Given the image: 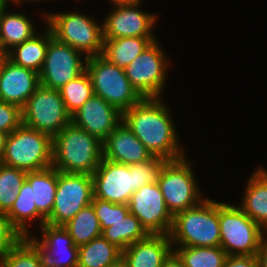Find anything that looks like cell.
<instances>
[{
    "label": "cell",
    "instance_id": "1",
    "mask_svg": "<svg viewBox=\"0 0 267 267\" xmlns=\"http://www.w3.org/2000/svg\"><path fill=\"white\" fill-rule=\"evenodd\" d=\"M169 107L161 98H143L122 113V120L155 157H185Z\"/></svg>",
    "mask_w": 267,
    "mask_h": 267
},
{
    "label": "cell",
    "instance_id": "2",
    "mask_svg": "<svg viewBox=\"0 0 267 267\" xmlns=\"http://www.w3.org/2000/svg\"><path fill=\"white\" fill-rule=\"evenodd\" d=\"M166 159L153 156L150 160L125 165L102 158L92 174L94 197L116 204H129L132 193L140 187L156 184Z\"/></svg>",
    "mask_w": 267,
    "mask_h": 267
},
{
    "label": "cell",
    "instance_id": "3",
    "mask_svg": "<svg viewBox=\"0 0 267 267\" xmlns=\"http://www.w3.org/2000/svg\"><path fill=\"white\" fill-rule=\"evenodd\" d=\"M102 158V141L72 123L52 138V166L60 172L92 175Z\"/></svg>",
    "mask_w": 267,
    "mask_h": 267
},
{
    "label": "cell",
    "instance_id": "4",
    "mask_svg": "<svg viewBox=\"0 0 267 267\" xmlns=\"http://www.w3.org/2000/svg\"><path fill=\"white\" fill-rule=\"evenodd\" d=\"M169 235L172 247L220 246L219 202L205 198L197 206L177 213Z\"/></svg>",
    "mask_w": 267,
    "mask_h": 267
},
{
    "label": "cell",
    "instance_id": "5",
    "mask_svg": "<svg viewBox=\"0 0 267 267\" xmlns=\"http://www.w3.org/2000/svg\"><path fill=\"white\" fill-rule=\"evenodd\" d=\"M0 162L25 172L52 166V138L21 124L8 134Z\"/></svg>",
    "mask_w": 267,
    "mask_h": 267
},
{
    "label": "cell",
    "instance_id": "6",
    "mask_svg": "<svg viewBox=\"0 0 267 267\" xmlns=\"http://www.w3.org/2000/svg\"><path fill=\"white\" fill-rule=\"evenodd\" d=\"M44 20L51 29L53 37L70 45L86 57L99 56L103 51V23L79 12L46 13Z\"/></svg>",
    "mask_w": 267,
    "mask_h": 267
},
{
    "label": "cell",
    "instance_id": "7",
    "mask_svg": "<svg viewBox=\"0 0 267 267\" xmlns=\"http://www.w3.org/2000/svg\"><path fill=\"white\" fill-rule=\"evenodd\" d=\"M220 247L228 256L256 255L267 233L238 205L219 202Z\"/></svg>",
    "mask_w": 267,
    "mask_h": 267
},
{
    "label": "cell",
    "instance_id": "8",
    "mask_svg": "<svg viewBox=\"0 0 267 267\" xmlns=\"http://www.w3.org/2000/svg\"><path fill=\"white\" fill-rule=\"evenodd\" d=\"M187 157L166 161L160 170L157 184L163 194L168 211L174 217L177 213L200 204L205 197L198 189Z\"/></svg>",
    "mask_w": 267,
    "mask_h": 267
},
{
    "label": "cell",
    "instance_id": "9",
    "mask_svg": "<svg viewBox=\"0 0 267 267\" xmlns=\"http://www.w3.org/2000/svg\"><path fill=\"white\" fill-rule=\"evenodd\" d=\"M86 72L90 76L94 94L102 97L121 113L143 99L132 87L125 70L101 55L87 58Z\"/></svg>",
    "mask_w": 267,
    "mask_h": 267
},
{
    "label": "cell",
    "instance_id": "10",
    "mask_svg": "<svg viewBox=\"0 0 267 267\" xmlns=\"http://www.w3.org/2000/svg\"><path fill=\"white\" fill-rule=\"evenodd\" d=\"M71 123L59 90L39 86L22 108V124L51 138Z\"/></svg>",
    "mask_w": 267,
    "mask_h": 267
},
{
    "label": "cell",
    "instance_id": "11",
    "mask_svg": "<svg viewBox=\"0 0 267 267\" xmlns=\"http://www.w3.org/2000/svg\"><path fill=\"white\" fill-rule=\"evenodd\" d=\"M169 61L160 43L154 40L126 67L129 82L142 98H161Z\"/></svg>",
    "mask_w": 267,
    "mask_h": 267
},
{
    "label": "cell",
    "instance_id": "12",
    "mask_svg": "<svg viewBox=\"0 0 267 267\" xmlns=\"http://www.w3.org/2000/svg\"><path fill=\"white\" fill-rule=\"evenodd\" d=\"M94 197L92 175L57 170V190L53 209L45 223L64 225Z\"/></svg>",
    "mask_w": 267,
    "mask_h": 267
},
{
    "label": "cell",
    "instance_id": "13",
    "mask_svg": "<svg viewBox=\"0 0 267 267\" xmlns=\"http://www.w3.org/2000/svg\"><path fill=\"white\" fill-rule=\"evenodd\" d=\"M70 45L53 37L49 28V44L43 67L39 73L40 85L59 90L86 71L87 57Z\"/></svg>",
    "mask_w": 267,
    "mask_h": 267
},
{
    "label": "cell",
    "instance_id": "14",
    "mask_svg": "<svg viewBox=\"0 0 267 267\" xmlns=\"http://www.w3.org/2000/svg\"><path fill=\"white\" fill-rule=\"evenodd\" d=\"M128 205L130 213L138 218L149 234H170L173 216L166 207L157 183L133 192Z\"/></svg>",
    "mask_w": 267,
    "mask_h": 267
},
{
    "label": "cell",
    "instance_id": "15",
    "mask_svg": "<svg viewBox=\"0 0 267 267\" xmlns=\"http://www.w3.org/2000/svg\"><path fill=\"white\" fill-rule=\"evenodd\" d=\"M140 4L114 5L103 21L104 39L153 36L156 15L138 9Z\"/></svg>",
    "mask_w": 267,
    "mask_h": 267
},
{
    "label": "cell",
    "instance_id": "16",
    "mask_svg": "<svg viewBox=\"0 0 267 267\" xmlns=\"http://www.w3.org/2000/svg\"><path fill=\"white\" fill-rule=\"evenodd\" d=\"M122 121V113L102 97L93 94L75 113L71 123L104 141Z\"/></svg>",
    "mask_w": 267,
    "mask_h": 267
},
{
    "label": "cell",
    "instance_id": "17",
    "mask_svg": "<svg viewBox=\"0 0 267 267\" xmlns=\"http://www.w3.org/2000/svg\"><path fill=\"white\" fill-rule=\"evenodd\" d=\"M41 239L30 235L41 249L46 267H78V246L63 225L45 223L40 227Z\"/></svg>",
    "mask_w": 267,
    "mask_h": 267
},
{
    "label": "cell",
    "instance_id": "18",
    "mask_svg": "<svg viewBox=\"0 0 267 267\" xmlns=\"http://www.w3.org/2000/svg\"><path fill=\"white\" fill-rule=\"evenodd\" d=\"M39 86V73L5 59L0 70V101L22 109Z\"/></svg>",
    "mask_w": 267,
    "mask_h": 267
},
{
    "label": "cell",
    "instance_id": "19",
    "mask_svg": "<svg viewBox=\"0 0 267 267\" xmlns=\"http://www.w3.org/2000/svg\"><path fill=\"white\" fill-rule=\"evenodd\" d=\"M102 144L103 158L109 161L132 165L153 157L123 120Z\"/></svg>",
    "mask_w": 267,
    "mask_h": 267
},
{
    "label": "cell",
    "instance_id": "20",
    "mask_svg": "<svg viewBox=\"0 0 267 267\" xmlns=\"http://www.w3.org/2000/svg\"><path fill=\"white\" fill-rule=\"evenodd\" d=\"M170 235L149 234L122 251L127 267H163L173 252Z\"/></svg>",
    "mask_w": 267,
    "mask_h": 267
},
{
    "label": "cell",
    "instance_id": "21",
    "mask_svg": "<svg viewBox=\"0 0 267 267\" xmlns=\"http://www.w3.org/2000/svg\"><path fill=\"white\" fill-rule=\"evenodd\" d=\"M246 184L238 206L267 233V174L259 167Z\"/></svg>",
    "mask_w": 267,
    "mask_h": 267
},
{
    "label": "cell",
    "instance_id": "22",
    "mask_svg": "<svg viewBox=\"0 0 267 267\" xmlns=\"http://www.w3.org/2000/svg\"><path fill=\"white\" fill-rule=\"evenodd\" d=\"M26 181L32 187L33 202L38 213L47 220L51 215L57 190V169L51 166L27 172Z\"/></svg>",
    "mask_w": 267,
    "mask_h": 267
},
{
    "label": "cell",
    "instance_id": "23",
    "mask_svg": "<svg viewBox=\"0 0 267 267\" xmlns=\"http://www.w3.org/2000/svg\"><path fill=\"white\" fill-rule=\"evenodd\" d=\"M155 37H121L104 39L103 56L107 61L125 70L126 67L149 46Z\"/></svg>",
    "mask_w": 267,
    "mask_h": 267
},
{
    "label": "cell",
    "instance_id": "24",
    "mask_svg": "<svg viewBox=\"0 0 267 267\" xmlns=\"http://www.w3.org/2000/svg\"><path fill=\"white\" fill-rule=\"evenodd\" d=\"M41 35L36 33L31 39L15 46L7 52V59L15 65L40 73L49 44V27ZM38 34V35H37Z\"/></svg>",
    "mask_w": 267,
    "mask_h": 267
},
{
    "label": "cell",
    "instance_id": "25",
    "mask_svg": "<svg viewBox=\"0 0 267 267\" xmlns=\"http://www.w3.org/2000/svg\"><path fill=\"white\" fill-rule=\"evenodd\" d=\"M11 225L23 236L30 237L28 232V223L39 219V227L45 224L46 220L38 213L35 203L33 202L32 187L25 180L19 189L17 199L13 206L6 213Z\"/></svg>",
    "mask_w": 267,
    "mask_h": 267
},
{
    "label": "cell",
    "instance_id": "26",
    "mask_svg": "<svg viewBox=\"0 0 267 267\" xmlns=\"http://www.w3.org/2000/svg\"><path fill=\"white\" fill-rule=\"evenodd\" d=\"M36 27L24 13L5 11L0 25V50L7 53L15 46L31 39Z\"/></svg>",
    "mask_w": 267,
    "mask_h": 267
},
{
    "label": "cell",
    "instance_id": "27",
    "mask_svg": "<svg viewBox=\"0 0 267 267\" xmlns=\"http://www.w3.org/2000/svg\"><path fill=\"white\" fill-rule=\"evenodd\" d=\"M122 259V251L103 236L78 247V267H111Z\"/></svg>",
    "mask_w": 267,
    "mask_h": 267
},
{
    "label": "cell",
    "instance_id": "28",
    "mask_svg": "<svg viewBox=\"0 0 267 267\" xmlns=\"http://www.w3.org/2000/svg\"><path fill=\"white\" fill-rule=\"evenodd\" d=\"M149 233L141 225L136 216L130 212L102 231V236L121 251L139 240L145 239Z\"/></svg>",
    "mask_w": 267,
    "mask_h": 267
},
{
    "label": "cell",
    "instance_id": "29",
    "mask_svg": "<svg viewBox=\"0 0 267 267\" xmlns=\"http://www.w3.org/2000/svg\"><path fill=\"white\" fill-rule=\"evenodd\" d=\"M76 246H81L102 236V229L93 205L82 208L71 220L63 225Z\"/></svg>",
    "mask_w": 267,
    "mask_h": 267
},
{
    "label": "cell",
    "instance_id": "30",
    "mask_svg": "<svg viewBox=\"0 0 267 267\" xmlns=\"http://www.w3.org/2000/svg\"><path fill=\"white\" fill-rule=\"evenodd\" d=\"M0 267H46L41 249L30 237H22L0 257Z\"/></svg>",
    "mask_w": 267,
    "mask_h": 267
},
{
    "label": "cell",
    "instance_id": "31",
    "mask_svg": "<svg viewBox=\"0 0 267 267\" xmlns=\"http://www.w3.org/2000/svg\"><path fill=\"white\" fill-rule=\"evenodd\" d=\"M186 267H223L227 253L220 247H186L173 249Z\"/></svg>",
    "mask_w": 267,
    "mask_h": 267
},
{
    "label": "cell",
    "instance_id": "32",
    "mask_svg": "<svg viewBox=\"0 0 267 267\" xmlns=\"http://www.w3.org/2000/svg\"><path fill=\"white\" fill-rule=\"evenodd\" d=\"M59 92L70 115L75 113L94 94L90 76L86 71L62 86Z\"/></svg>",
    "mask_w": 267,
    "mask_h": 267
},
{
    "label": "cell",
    "instance_id": "33",
    "mask_svg": "<svg viewBox=\"0 0 267 267\" xmlns=\"http://www.w3.org/2000/svg\"><path fill=\"white\" fill-rule=\"evenodd\" d=\"M27 172L0 163V212L7 213L17 199Z\"/></svg>",
    "mask_w": 267,
    "mask_h": 267
},
{
    "label": "cell",
    "instance_id": "34",
    "mask_svg": "<svg viewBox=\"0 0 267 267\" xmlns=\"http://www.w3.org/2000/svg\"><path fill=\"white\" fill-rule=\"evenodd\" d=\"M93 208L102 231L113 225L114 222L124 218L130 211L128 204H116L99 198H93Z\"/></svg>",
    "mask_w": 267,
    "mask_h": 267
},
{
    "label": "cell",
    "instance_id": "35",
    "mask_svg": "<svg viewBox=\"0 0 267 267\" xmlns=\"http://www.w3.org/2000/svg\"><path fill=\"white\" fill-rule=\"evenodd\" d=\"M22 124V109L0 101V131L10 134Z\"/></svg>",
    "mask_w": 267,
    "mask_h": 267
},
{
    "label": "cell",
    "instance_id": "36",
    "mask_svg": "<svg viewBox=\"0 0 267 267\" xmlns=\"http://www.w3.org/2000/svg\"><path fill=\"white\" fill-rule=\"evenodd\" d=\"M22 237L11 225L6 213L0 212V257L8 252Z\"/></svg>",
    "mask_w": 267,
    "mask_h": 267
},
{
    "label": "cell",
    "instance_id": "37",
    "mask_svg": "<svg viewBox=\"0 0 267 267\" xmlns=\"http://www.w3.org/2000/svg\"><path fill=\"white\" fill-rule=\"evenodd\" d=\"M223 267H258L256 255L227 256Z\"/></svg>",
    "mask_w": 267,
    "mask_h": 267
},
{
    "label": "cell",
    "instance_id": "38",
    "mask_svg": "<svg viewBox=\"0 0 267 267\" xmlns=\"http://www.w3.org/2000/svg\"><path fill=\"white\" fill-rule=\"evenodd\" d=\"M267 235L262 239L260 249L256 254L258 267H267Z\"/></svg>",
    "mask_w": 267,
    "mask_h": 267
},
{
    "label": "cell",
    "instance_id": "39",
    "mask_svg": "<svg viewBox=\"0 0 267 267\" xmlns=\"http://www.w3.org/2000/svg\"><path fill=\"white\" fill-rule=\"evenodd\" d=\"M163 267H186L180 258L172 252L171 255L165 260Z\"/></svg>",
    "mask_w": 267,
    "mask_h": 267
},
{
    "label": "cell",
    "instance_id": "40",
    "mask_svg": "<svg viewBox=\"0 0 267 267\" xmlns=\"http://www.w3.org/2000/svg\"><path fill=\"white\" fill-rule=\"evenodd\" d=\"M108 2H112L111 4L114 5H125V4H140L142 0H110Z\"/></svg>",
    "mask_w": 267,
    "mask_h": 267
},
{
    "label": "cell",
    "instance_id": "41",
    "mask_svg": "<svg viewBox=\"0 0 267 267\" xmlns=\"http://www.w3.org/2000/svg\"><path fill=\"white\" fill-rule=\"evenodd\" d=\"M7 136H8L7 133L0 131V158L5 148Z\"/></svg>",
    "mask_w": 267,
    "mask_h": 267
},
{
    "label": "cell",
    "instance_id": "42",
    "mask_svg": "<svg viewBox=\"0 0 267 267\" xmlns=\"http://www.w3.org/2000/svg\"><path fill=\"white\" fill-rule=\"evenodd\" d=\"M8 0H0V25L2 21L3 14L5 13L6 10H8Z\"/></svg>",
    "mask_w": 267,
    "mask_h": 267
},
{
    "label": "cell",
    "instance_id": "43",
    "mask_svg": "<svg viewBox=\"0 0 267 267\" xmlns=\"http://www.w3.org/2000/svg\"><path fill=\"white\" fill-rule=\"evenodd\" d=\"M6 58H7V53L0 50V70H1L2 64Z\"/></svg>",
    "mask_w": 267,
    "mask_h": 267
},
{
    "label": "cell",
    "instance_id": "44",
    "mask_svg": "<svg viewBox=\"0 0 267 267\" xmlns=\"http://www.w3.org/2000/svg\"><path fill=\"white\" fill-rule=\"evenodd\" d=\"M8 1H9V3H13V4L15 3L16 5H18L19 3H22L23 1H26V2L27 1H33V2H36V1L38 2L39 1L40 2V1H44V0H8Z\"/></svg>",
    "mask_w": 267,
    "mask_h": 267
},
{
    "label": "cell",
    "instance_id": "45",
    "mask_svg": "<svg viewBox=\"0 0 267 267\" xmlns=\"http://www.w3.org/2000/svg\"><path fill=\"white\" fill-rule=\"evenodd\" d=\"M111 267H127V265L121 259L117 264H115Z\"/></svg>",
    "mask_w": 267,
    "mask_h": 267
},
{
    "label": "cell",
    "instance_id": "46",
    "mask_svg": "<svg viewBox=\"0 0 267 267\" xmlns=\"http://www.w3.org/2000/svg\"><path fill=\"white\" fill-rule=\"evenodd\" d=\"M266 174H267V169H263V168H261Z\"/></svg>",
    "mask_w": 267,
    "mask_h": 267
}]
</instances>
